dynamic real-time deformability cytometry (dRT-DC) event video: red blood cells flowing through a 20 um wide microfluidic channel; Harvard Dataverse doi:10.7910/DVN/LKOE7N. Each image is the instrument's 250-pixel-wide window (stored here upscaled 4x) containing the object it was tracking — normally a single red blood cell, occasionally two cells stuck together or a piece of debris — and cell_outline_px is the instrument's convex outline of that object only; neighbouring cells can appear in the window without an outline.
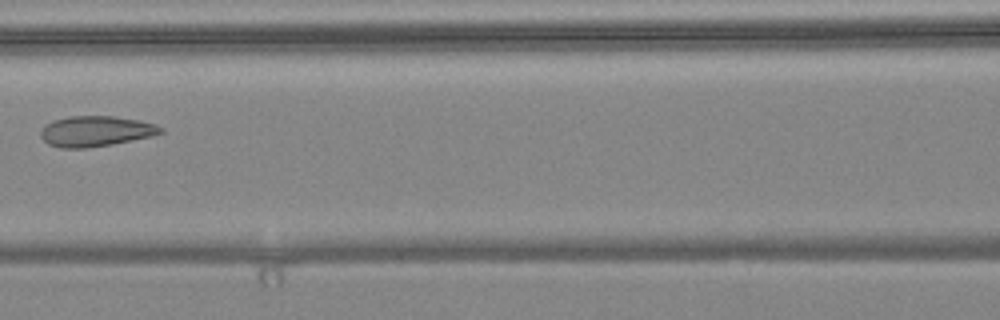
{"species": "common noctule bat (a hibernating species)", "species_latin": "Nyctalus noctula", "temperature_condition": "warm", "stored_images_in_passage": 8, "camera_frame_rate_fps": 3000, "um_per_image_px": 0.085, "animal": {"sex": "female", "body_mass_g": 24.6, "forearm_length_mm": 56.2}, "frame": {"image": 1, "passage_image": 7, "time_ms": 2.0, "image_size_px": [1000, 320], "cell_outline_px": [[164, 132], [152, 136], [112, 144], [88, 148], [60, 148], [48, 144], [40, 136], [40, 128], [44, 124], [52, 120], [68, 116], [112, 116], [140, 120], [156, 124], [164, 128]], "centroid_in_image_um": [8.11, 11.15], "position_along_channel_um": 158.5, "area_um2": 21.62}}
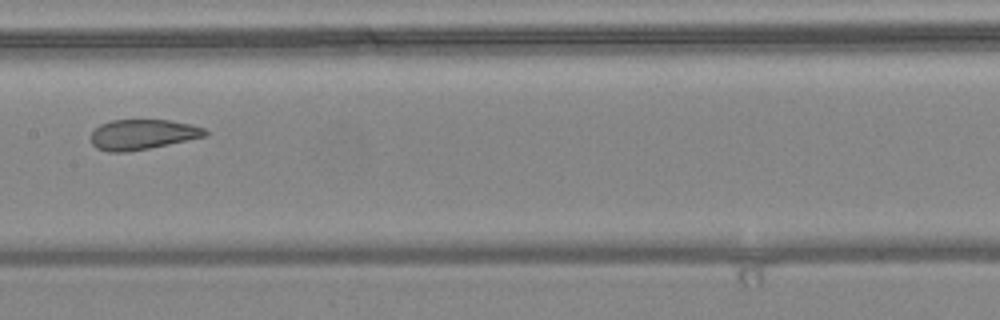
{"frame": {"image": 2, "passage_image": 8, "time_ms": 2.333, "image_size_px": [1000, 320], "cell_outline_px": [[208, 136], [128, 152], [108, 152], [96, 148], [92, 144], [92, 132], [100, 124], [112, 120], [168, 120], [192, 124], [204, 128], [208, 132]], "centroid_in_image_um": [12.13, 11.43], "position_along_channel_um": 195.3, "area_um2": 20.06}}